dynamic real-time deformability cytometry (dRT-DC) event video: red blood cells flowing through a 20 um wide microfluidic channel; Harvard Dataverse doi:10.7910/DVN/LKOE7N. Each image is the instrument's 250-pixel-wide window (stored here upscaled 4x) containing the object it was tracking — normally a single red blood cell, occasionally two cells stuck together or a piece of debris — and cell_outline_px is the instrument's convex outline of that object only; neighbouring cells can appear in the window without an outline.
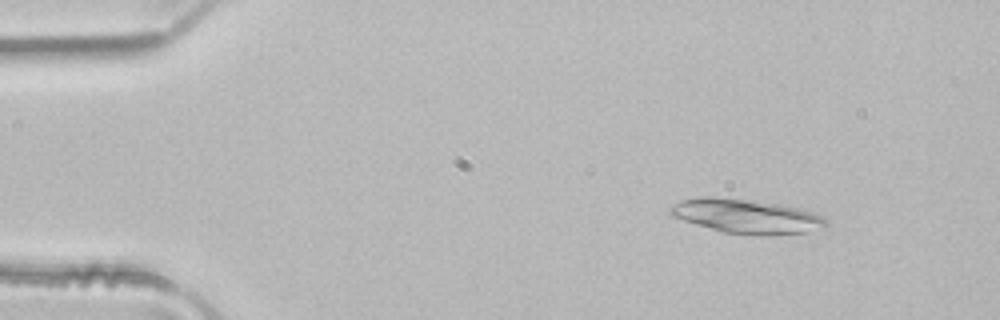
{"species": "common noctule bat (a hibernating species)", "species_latin": "Nyctalus noctula", "temperature_condition": "room temperature", "stored_images_in_passage": 4, "camera_frame_rate_fps": 3000, "um_per_image_px": 0.085, "animal": {"sex": "male", "body_mass_g": 21.5, "forearm_length_mm": 52.0}, "frame": {"image": 1, "passage_image": 2, "time_ms": 0.333, "image_size_px": [1000, 320], "cell_outline_px": [[828, 224], [808, 232], [768, 236], [760, 236], [724, 232], [696, 224], [672, 216], [668, 212], [668, 208], [672, 204], [680, 200], [704, 196], [708, 196], [748, 200], [776, 204], [800, 208], [812, 212], [828, 220]], "centroid_in_image_um": [63.41, 18.39], "position_along_channel_um": 21.6, "area_um2": 30.92}}